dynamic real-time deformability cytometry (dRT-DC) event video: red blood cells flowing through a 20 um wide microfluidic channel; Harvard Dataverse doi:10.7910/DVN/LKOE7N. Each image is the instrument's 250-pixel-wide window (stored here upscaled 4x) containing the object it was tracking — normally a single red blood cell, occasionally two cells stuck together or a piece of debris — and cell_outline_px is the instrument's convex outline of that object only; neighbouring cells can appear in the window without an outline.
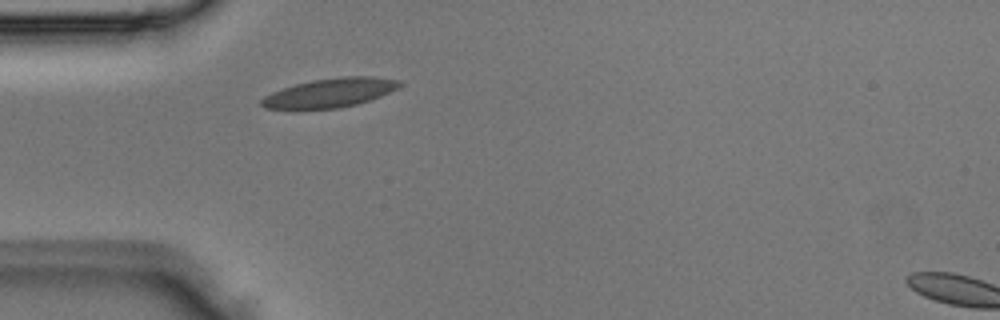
{"species": "Egyptian fruit bat (a non-hibernating species)", "species_latin": "Rousettus aegyptiacus", "temperature_condition": "room temperature", "stored_images_in_passage": 2, "segment_of_instrument_passage": [1, 2], "camera_frame_rate_fps": 3000, "um_per_image_px": 0.085, "animal": {"sex": "male"}, "frame": {"image": 1, "passage_image": 1, "time_ms": 0.0, "image_size_px": [1000, 320], "cell_outline_px": [[404, 84], [380, 96], [356, 104], [340, 108], [300, 112], [264, 108], [260, 104], [260, 100], [264, 96], [272, 92], [296, 84], [312, 80], [340, 76], [372, 76], [400, 80]], "centroid_in_image_um": [27.95, 7.93], "position_along_channel_um": 57.0, "area_um2": 24.16}}